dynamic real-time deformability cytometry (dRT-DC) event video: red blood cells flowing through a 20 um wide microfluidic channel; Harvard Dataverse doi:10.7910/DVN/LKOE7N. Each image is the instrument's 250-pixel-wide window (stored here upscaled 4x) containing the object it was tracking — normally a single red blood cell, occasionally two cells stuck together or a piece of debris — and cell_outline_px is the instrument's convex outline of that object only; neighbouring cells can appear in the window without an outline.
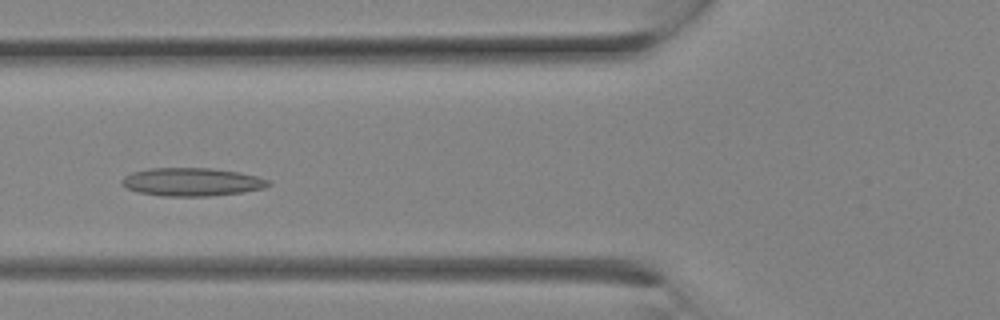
{"species": "Egyptian fruit bat (a non-hibernating species)", "species_latin": "Rousettus aegyptiacus", "temperature_condition": "room temperature", "stored_images_in_passage": 9, "camera_frame_rate_fps": 3000, "um_per_image_px": 0.085, "animal": {"sex": "female"}, "frame": {"image": 1, "passage_image": 3, "time_ms": 0.667, "image_size_px": [1000, 320], "cell_outline_px": [[272, 184], [264, 188], [244, 192], [208, 196], [160, 196], [136, 192], [120, 184], [120, 180], [124, 176], [132, 172], [148, 168], [212, 168], [240, 172], [272, 180]], "centroid_in_image_um": [16.31, 15.46], "position_along_channel_um": 109.5, "area_um2": 24.39}}
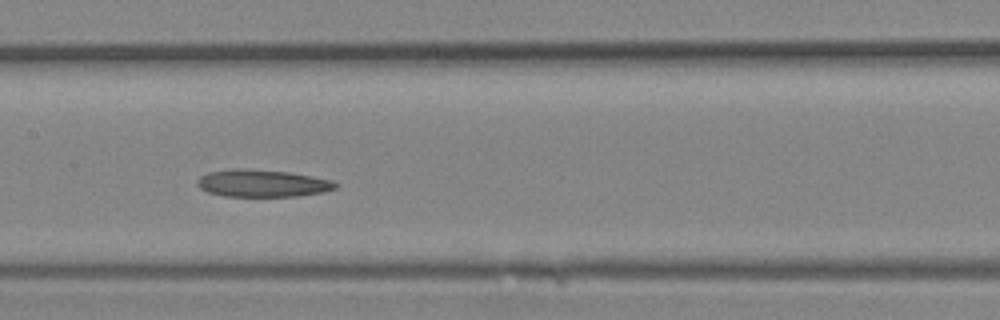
{"frame": {"image": 2, "passage_image": 6, "time_ms": 1.667, "image_size_px": [1000, 320], "cell_outline_px": [[340, 184], [336, 188], [324, 192], [300, 196], [224, 196], [208, 192], [200, 188], [196, 184], [196, 180], [200, 176], [208, 172], [228, 168], [244, 168], [288, 172], [312, 176], [332, 180]], "centroid_in_image_um": [22.29, 15.57], "position_along_channel_um": 185.1, "area_um2": 22.25}}
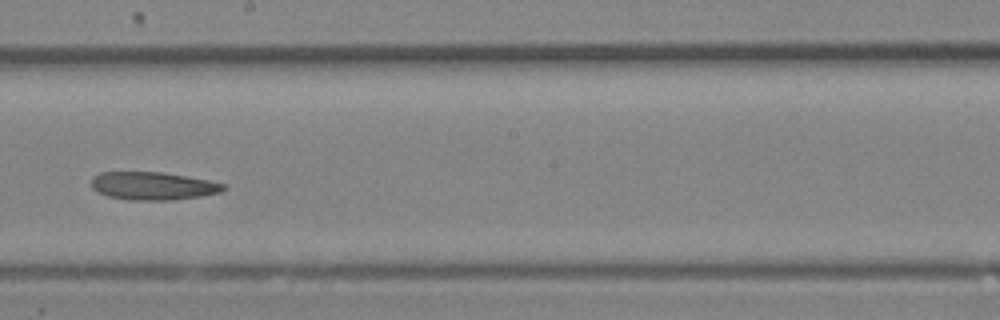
{"frame": {"image": 3, "passage_image": 8, "time_ms": 2.333, "image_size_px": [1000, 320], "cell_outline_px": [[224, 188], [220, 192], [200, 196], [172, 200], [128, 200], [108, 196], [96, 192], [92, 188], [92, 176], [100, 172], [164, 172], [208, 180], [224, 184]], "centroid_in_image_um": [12.95, 15.8], "position_along_channel_um": 235.3, "area_um2": 21.5}}